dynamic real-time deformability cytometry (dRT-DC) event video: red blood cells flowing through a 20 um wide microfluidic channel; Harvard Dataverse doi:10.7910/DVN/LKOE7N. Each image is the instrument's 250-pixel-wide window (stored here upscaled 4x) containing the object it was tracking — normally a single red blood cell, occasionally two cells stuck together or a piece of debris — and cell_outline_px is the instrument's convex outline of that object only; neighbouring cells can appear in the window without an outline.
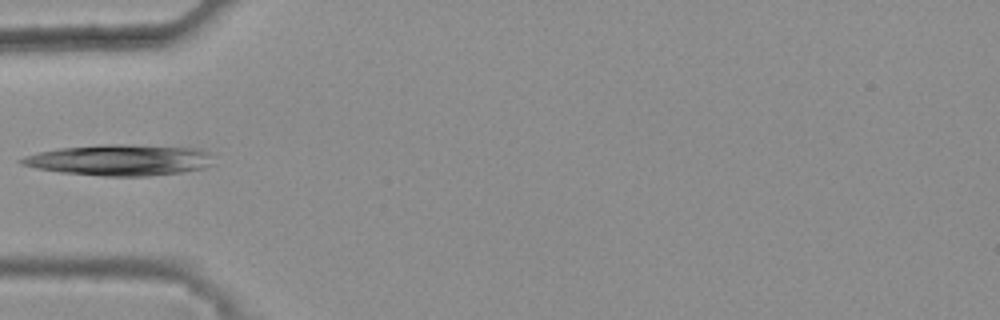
{"species": "common noctule bat (a hibernating species)", "species_latin": "Nyctalus noctula", "temperature_condition": "warm", "stored_images_in_passage": 4, "camera_frame_rate_fps": 3000, "um_per_image_px": 0.085, "animal": {"sex": "female", "body_mass_g": 25.1}, "frame": {"image": 1, "passage_image": 3, "time_ms": 0.667, "image_size_px": [1000, 320], "cell_outline_px": [[212, 164], [204, 168], [180, 172], [148, 176], [104, 176], [60, 172], [36, 168], [20, 164], [16, 160], [40, 152], [60, 148], [100, 144], [128, 144], [200, 148], [208, 152]], "centroid_in_image_um": [10.18, 13.59], "position_along_channel_um": 74.8, "area_um2": 34.68}}
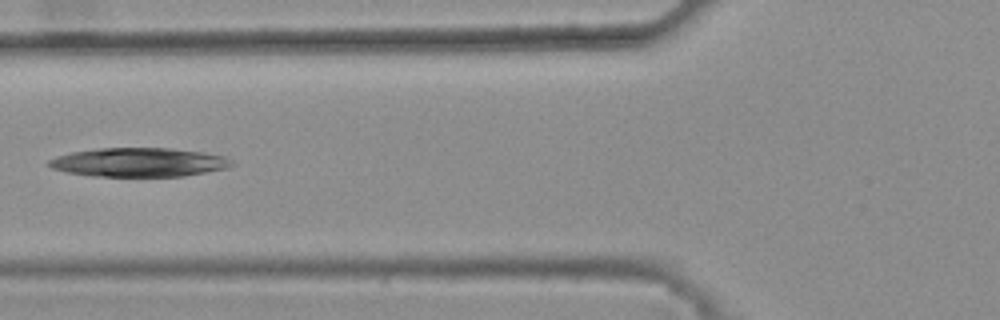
{"frame": {"image": 2, "passage_image": 4, "time_ms": 1.0, "image_size_px": [1000, 320], "cell_outline_px": [[236, 164], [224, 168], [184, 176], [92, 176], [68, 172], [52, 168], [48, 164], [48, 160], [72, 152], [100, 148], [172, 148], [200, 152], [224, 156], [232, 160]], "centroid_in_image_um": [11.82, 13.79], "position_along_channel_um": 114.0, "area_um2": 30.46}}